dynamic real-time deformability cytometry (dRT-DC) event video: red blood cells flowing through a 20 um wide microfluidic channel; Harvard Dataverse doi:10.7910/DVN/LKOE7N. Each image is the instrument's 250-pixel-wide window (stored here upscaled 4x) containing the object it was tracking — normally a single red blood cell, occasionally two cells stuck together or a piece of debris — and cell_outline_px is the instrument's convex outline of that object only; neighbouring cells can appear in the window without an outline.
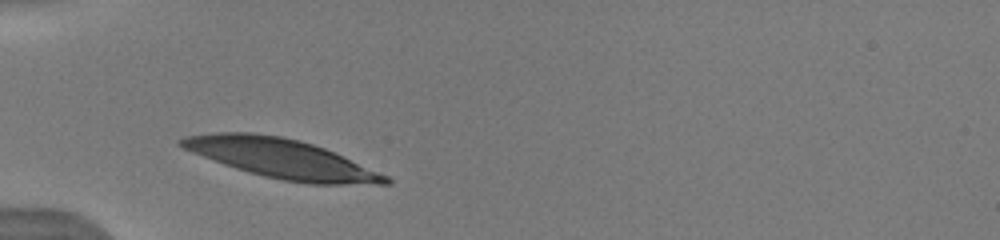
{"species": "human", "species_latin": "Homo sapiens", "temperature_condition": "warm", "stored_images_in_passage": 28, "camera_frame_rate_fps": 3000, "um_per_image_px": 0.085, "donor": {"sex": "male"}, "frame": {"image": 1, "passage_image": 5, "time_ms": 1.0, "image_size_px": [1000, 240], "cell_outline_px": [[392, 184], [308, 184], [284, 180], [264, 176], [248, 172], [224, 164], [192, 152], [176, 144], [184, 136], [216, 132], [252, 132], [280, 136], [300, 140], [324, 148], [388, 176], [392, 180]], "centroid_in_image_um": [23.91, 13.47], "position_along_channel_um": 61.1, "area_um2": 46.36}}